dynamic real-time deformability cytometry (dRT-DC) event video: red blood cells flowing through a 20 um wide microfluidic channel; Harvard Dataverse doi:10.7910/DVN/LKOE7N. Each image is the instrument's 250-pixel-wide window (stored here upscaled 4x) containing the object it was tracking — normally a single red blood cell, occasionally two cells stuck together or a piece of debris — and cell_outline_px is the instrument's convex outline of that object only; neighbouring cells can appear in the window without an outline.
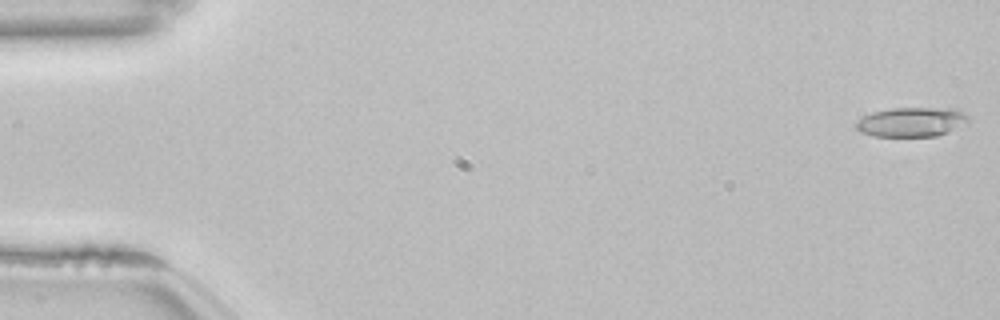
{"species": "common noctule bat (a hibernating species)", "species_latin": "Nyctalus noctula", "temperature_condition": "room temperature", "stored_images_in_passage": 54, "camera_frame_rate_fps": 3000, "um_per_image_px": 0.085, "animal": {"sex": "female", "body_mass_g": 22.7, "forearm_length_mm": 54.2}, "frame": {"image": 1, "passage_image": 1, "time_ms": 0.0, "image_size_px": [1000, 320], "cell_outline_px": [[968, 124], [936, 136], [872, 136], [860, 132], [856, 128], [856, 124], [864, 116], [872, 112], [892, 108], [956, 108], [964, 112], [968, 116]], "centroid_in_image_um": [77.53, 10.36], "position_along_channel_um": 7.5, "area_um2": 19.31}}
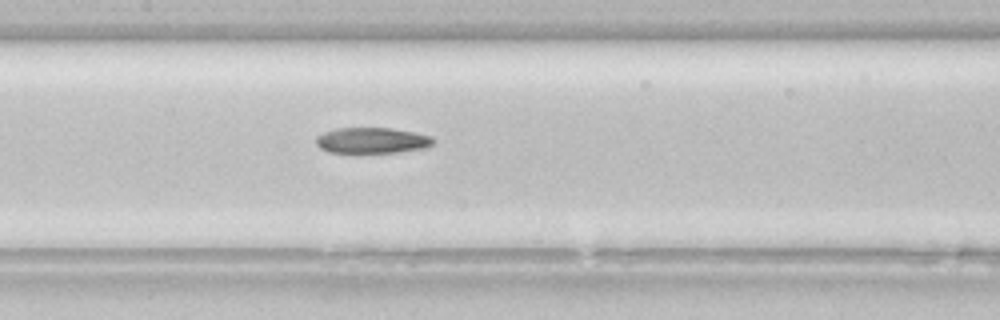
{"frame": {"image": 2, "passage_image": 26, "time_ms": 8.333, "image_size_px": [1000, 320], "cell_outline_px": [[436, 140], [432, 144], [424, 148], [396, 152], [356, 156], [328, 152], [320, 148], [316, 144], [316, 136], [324, 132], [336, 128], [392, 128], [416, 132], [432, 136]], "centroid_in_image_um": [31.58, 11.98], "position_along_channel_um": 175.8, "area_um2": 18.61}}
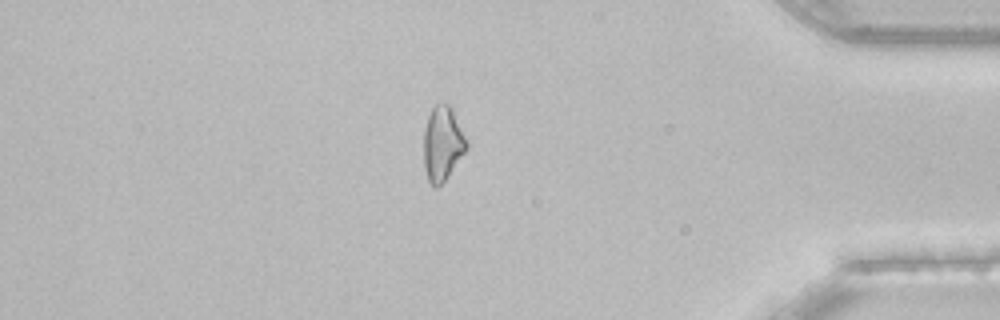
{"frame": {"image": 3, "passage_image": 46, "time_ms": 15.0, "image_size_px": [1000, 320], "cell_outline_px": [[468, 148], [444, 180], [436, 188], [432, 188], [428, 180], [424, 168], [424, 128], [428, 116], [432, 108], [436, 104], [448, 104], [452, 108], [468, 140]], "centroid_in_image_um": [37.62, 12.2], "position_along_channel_um": 397.6, "area_um2": 18.61}, "authors_computed_cell_mechanics": {"area_um2": 18.6116, "velocity_mm_per_s": 3.8524, "shape_relaxation_time_tau1_ms": null, "shape_relaxation_time_tau2_ms": 3.7686, "deformation_change_tau1": null, "deformation_change_tau2": 0.1214}}